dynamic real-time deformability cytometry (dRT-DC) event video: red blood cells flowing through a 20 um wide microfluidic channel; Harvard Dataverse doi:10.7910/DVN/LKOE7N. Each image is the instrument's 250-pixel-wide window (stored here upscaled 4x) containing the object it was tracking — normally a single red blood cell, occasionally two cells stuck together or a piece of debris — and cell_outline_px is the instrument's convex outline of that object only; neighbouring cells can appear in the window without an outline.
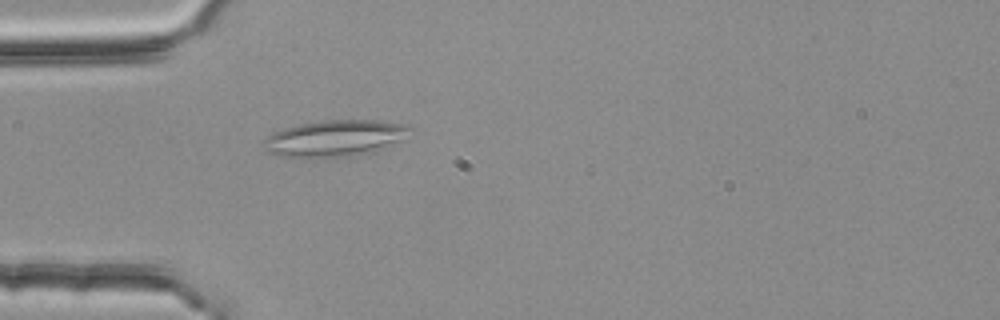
{"species": "common noctule bat (a hibernating species)", "species_latin": "Nyctalus noctula", "temperature_condition": "room temperature", "stored_images_in_passage": 33, "segment_of_instrument_passage": [1, 2], "camera_frame_rate_fps": 3000, "um_per_image_px": 0.085, "animal": {"sex": "female", "body_mass_g": 25.1}, "frame": {"image": 1, "passage_image": 16, "time_ms": 5.0, "image_size_px": [1000, 320], "cell_outline_px": [[412, 128], [404, 140], [372, 152], [348, 156], [280, 156], [264, 152], [264, 140], [272, 132], [296, 124], [320, 120], [376, 120], [408, 124]], "centroid_in_image_um": [28.48, 11.72], "position_along_channel_um": 56.5, "area_um2": 31.04}}